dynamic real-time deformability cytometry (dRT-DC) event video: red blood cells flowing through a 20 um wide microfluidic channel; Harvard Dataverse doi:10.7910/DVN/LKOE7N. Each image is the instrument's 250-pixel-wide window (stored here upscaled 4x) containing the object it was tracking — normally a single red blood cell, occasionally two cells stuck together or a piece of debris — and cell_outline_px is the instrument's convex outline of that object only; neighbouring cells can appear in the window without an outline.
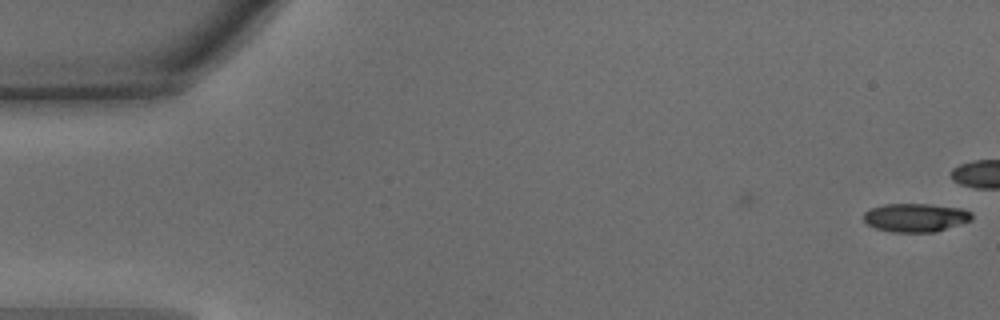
{"species": "common noctule bat (a hibernating species)", "species_latin": "Nyctalus noctula", "temperature_condition": "warm", "stored_images_in_passage": 3, "camera_frame_rate_fps": 3000, "um_per_image_px": 0.085, "animal": {"sex": "male", "body_mass_g": 15.6}, "frame": {"image": 1, "passage_image": 3, "time_ms": 0.667, "image_size_px": [1000, 320], "cell_outline_px": [[972, 220], [936, 232], [892, 232], [876, 228], [868, 224], [864, 220], [864, 212], [872, 208], [884, 204], [932, 204], [964, 208], [972, 212]], "centroid_in_image_um": [77.87, 18.49], "position_along_channel_um": 7.1, "area_um2": 18.09}}